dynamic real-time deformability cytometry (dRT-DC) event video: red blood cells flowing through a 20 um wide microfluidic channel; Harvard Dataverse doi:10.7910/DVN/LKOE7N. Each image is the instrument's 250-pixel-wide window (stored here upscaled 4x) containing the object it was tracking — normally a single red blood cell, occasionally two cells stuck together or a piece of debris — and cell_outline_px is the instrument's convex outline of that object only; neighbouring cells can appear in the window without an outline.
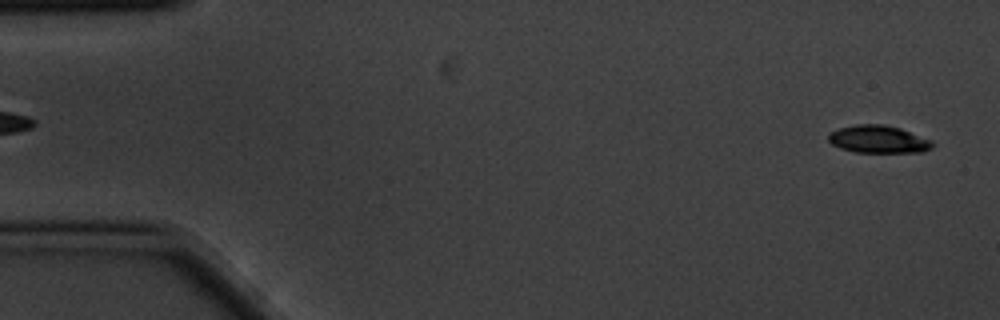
{"species": "common noctule bat (a hibernating species)", "species_latin": "Nyctalus noctula", "temperature_condition": "cold", "stored_images_in_passage": 4, "segment_of_instrument_passage": [2, 2], "camera_frame_rate_fps": 3000, "um_per_image_px": 0.085, "animal": {"sex": "male", "body_mass_g": 20.1, "forearm_length_mm": 53.5}, "frame": {"image": 1, "passage_image": 4, "time_ms": 1.0, "image_size_px": [1000, 320], "cell_outline_px": [[936, 144], [932, 148], [924, 152], [856, 152], [840, 148], [832, 144], [828, 140], [828, 132], [836, 128], [856, 124], [884, 124], [900, 128], [932, 140]], "centroid_in_image_um": [74.66, 11.83], "position_along_channel_um": 10.3, "area_um2": 16.99}}